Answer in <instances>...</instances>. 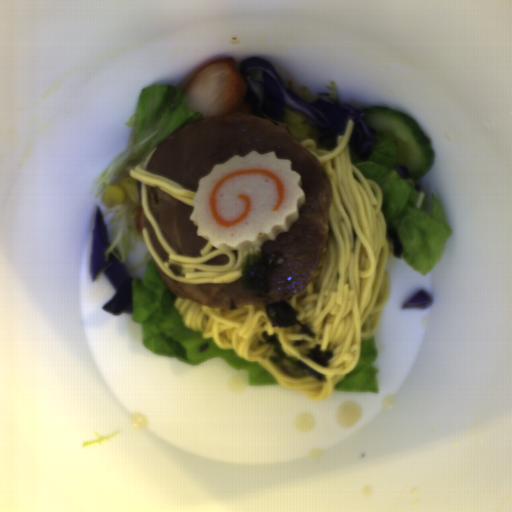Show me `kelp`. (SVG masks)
I'll return each mask as SVG.
<instances>
[{
  "label": "kelp",
  "mask_w": 512,
  "mask_h": 512,
  "mask_svg": "<svg viewBox=\"0 0 512 512\" xmlns=\"http://www.w3.org/2000/svg\"><path fill=\"white\" fill-rule=\"evenodd\" d=\"M265 316L272 328H289L299 326L300 334H307L310 338H316V334L305 323L298 319L300 312L287 300H280L266 305Z\"/></svg>",
  "instance_id": "2"
},
{
  "label": "kelp",
  "mask_w": 512,
  "mask_h": 512,
  "mask_svg": "<svg viewBox=\"0 0 512 512\" xmlns=\"http://www.w3.org/2000/svg\"><path fill=\"white\" fill-rule=\"evenodd\" d=\"M169 269L173 273V275L178 278L184 279L186 277V273H183V265H178L176 263H170Z\"/></svg>",
  "instance_id": "5"
},
{
  "label": "kelp",
  "mask_w": 512,
  "mask_h": 512,
  "mask_svg": "<svg viewBox=\"0 0 512 512\" xmlns=\"http://www.w3.org/2000/svg\"><path fill=\"white\" fill-rule=\"evenodd\" d=\"M320 347L321 345L316 344L313 349L307 350L305 355L307 359L324 368L329 365V361L333 358L334 353L328 349L321 350Z\"/></svg>",
  "instance_id": "3"
},
{
  "label": "kelp",
  "mask_w": 512,
  "mask_h": 512,
  "mask_svg": "<svg viewBox=\"0 0 512 512\" xmlns=\"http://www.w3.org/2000/svg\"><path fill=\"white\" fill-rule=\"evenodd\" d=\"M386 238L392 241L394 256L399 260L404 251V244L399 237L397 227L386 223Z\"/></svg>",
  "instance_id": "4"
},
{
  "label": "kelp",
  "mask_w": 512,
  "mask_h": 512,
  "mask_svg": "<svg viewBox=\"0 0 512 512\" xmlns=\"http://www.w3.org/2000/svg\"><path fill=\"white\" fill-rule=\"evenodd\" d=\"M280 252L267 254L263 251L251 253L241 261V287L243 291L262 293L270 291L269 275L272 268L282 264Z\"/></svg>",
  "instance_id": "1"
}]
</instances>
